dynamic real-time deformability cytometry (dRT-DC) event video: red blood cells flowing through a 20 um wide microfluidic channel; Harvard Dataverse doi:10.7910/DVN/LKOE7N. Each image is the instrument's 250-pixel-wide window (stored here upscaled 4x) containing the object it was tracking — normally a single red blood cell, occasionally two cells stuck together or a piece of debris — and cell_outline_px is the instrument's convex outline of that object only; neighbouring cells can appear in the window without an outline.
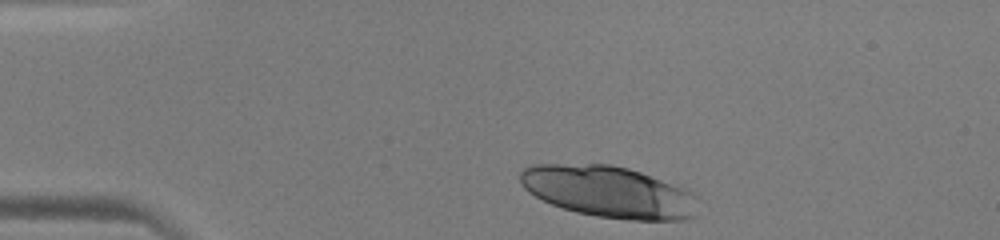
{"species": "human", "species_latin": "Homo sapiens", "temperature_condition": "warm", "stored_images_in_passage": 34, "camera_frame_rate_fps": 3000, "um_per_image_px": 0.085, "donor": {"sex": "male"}, "frame": {"image": 1, "passage_image": 1, "time_ms": 0.0, "image_size_px": [1000, 240], "cell_outline_px": [[696, 216], [684, 220], [628, 220], [596, 216], [576, 212], [552, 204], [528, 192], [524, 188], [520, 180], [520, 172], [524, 168], [532, 164], [608, 164], [628, 168], [640, 172], [680, 188], [688, 192], [692, 196]], "centroid_in_image_um": [51.66, 16.3], "position_along_channel_um": 33.3, "area_um2": 52.6}}